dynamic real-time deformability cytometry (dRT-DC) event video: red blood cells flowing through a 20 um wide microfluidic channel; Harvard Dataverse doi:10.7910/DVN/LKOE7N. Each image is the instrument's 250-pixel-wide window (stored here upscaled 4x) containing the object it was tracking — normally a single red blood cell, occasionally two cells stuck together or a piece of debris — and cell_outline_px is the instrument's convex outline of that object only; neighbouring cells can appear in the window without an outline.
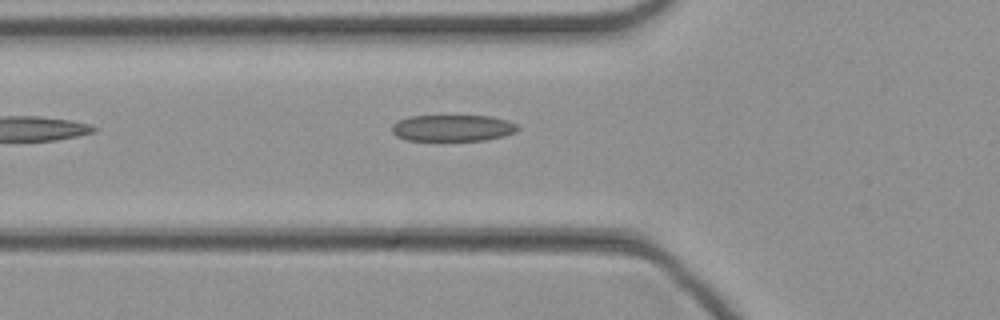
{"species": "common noctule bat (a hibernating species)", "species_latin": "Nyctalus noctula", "temperature_condition": "cold", "stored_images_in_passage": 9, "camera_frame_rate_fps": 3000, "um_per_image_px": 0.085, "animal": {"sex": "female", "body_mass_g": 21.9}, "frame": {"image": 1, "passage_image": 2, "time_ms": 0.333, "image_size_px": [1000, 320], "cell_outline_px": [[520, 128], [516, 132], [504, 136], [484, 140], [408, 140], [396, 136], [392, 132], [392, 124], [408, 116], [492, 116], [508, 120], [516, 124]], "centroid_in_image_um": [38.5, 10.87], "position_along_channel_um": 87.3, "area_um2": 19.42}}
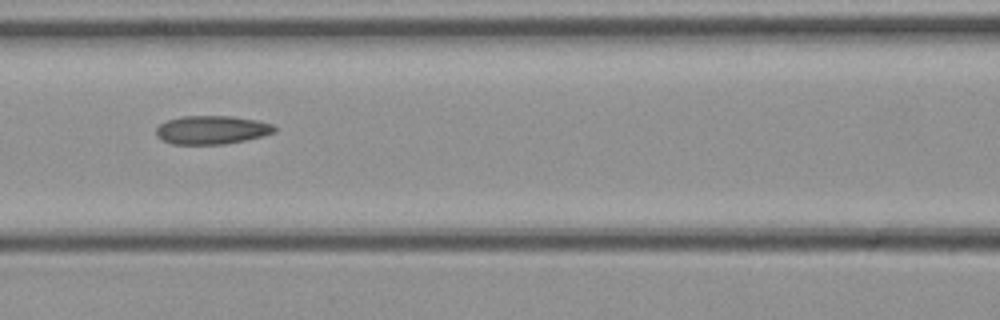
{"frame": {"image": 2, "passage_image": 6, "time_ms": 1.667, "image_size_px": [1000, 320], "cell_outline_px": [[276, 132], [244, 140], [224, 144], [172, 144], [160, 140], [156, 136], [156, 128], [160, 124], [168, 120], [180, 116], [232, 116], [256, 120], [272, 124], [276, 128]], "centroid_in_image_um": [17.96, 11.04], "position_along_channel_um": 148.6, "area_um2": 19.65}}